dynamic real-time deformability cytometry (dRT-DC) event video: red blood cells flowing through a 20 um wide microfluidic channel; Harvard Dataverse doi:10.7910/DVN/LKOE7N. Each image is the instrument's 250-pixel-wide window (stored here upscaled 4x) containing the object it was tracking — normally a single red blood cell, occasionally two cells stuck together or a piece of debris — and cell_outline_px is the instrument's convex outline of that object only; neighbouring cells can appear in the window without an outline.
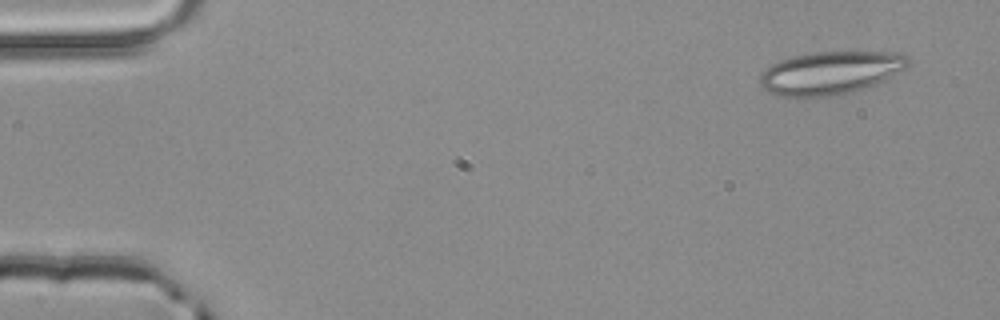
{"species": "common noctule bat (a hibernating species)", "species_latin": "Nyctalus noctula", "temperature_condition": "room temperature", "stored_images_in_passage": 3, "camera_frame_rate_fps": 3000, "um_per_image_px": 0.085, "animal": {"sex": "male", "body_mass_g": 20.4}, "frame": {"image": 1, "passage_image": 1, "time_ms": 0.0, "image_size_px": [1000, 320], "cell_outline_px": [[912, 64], [908, 68], [888, 80], [856, 92], [840, 96], [780, 96], [768, 92], [760, 84], [760, 76], [772, 64], [780, 60], [792, 56], [816, 52], [900, 52], [908, 56]], "centroid_in_image_um": [70.71, 6.2], "position_along_channel_um": 14.3, "area_um2": 37.74}}